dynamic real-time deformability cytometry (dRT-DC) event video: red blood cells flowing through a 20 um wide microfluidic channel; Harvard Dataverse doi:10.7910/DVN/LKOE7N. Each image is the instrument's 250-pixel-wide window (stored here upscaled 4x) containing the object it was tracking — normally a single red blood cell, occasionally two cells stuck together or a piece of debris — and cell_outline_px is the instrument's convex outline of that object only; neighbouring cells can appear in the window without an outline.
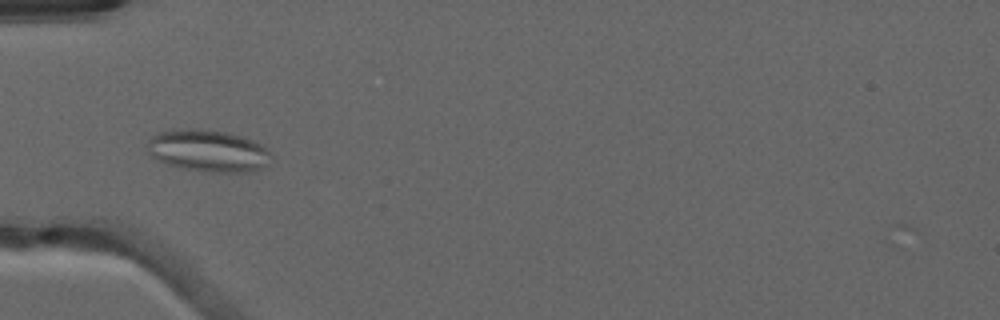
{"species": "common noctule bat (a hibernating species)", "species_latin": "Nyctalus noctula", "temperature_condition": "warm", "stored_images_in_passage": 37, "camera_frame_rate_fps": 3000, "um_per_image_px": 0.085, "animal": {"sex": "male", "forearm_length_mm": 52.5}, "frame": {"image": 1, "passage_image": 3, "time_ms": 0.667, "image_size_px": [1000, 320], "cell_outline_px": [[272, 156], [268, 164], [260, 168], [248, 172], [212, 172], [184, 168], [168, 164], [152, 156], [148, 152], [148, 140], [152, 136], [160, 132], [172, 128], [196, 128], [224, 132], [240, 136], [252, 140], [260, 144]], "centroid_in_image_um": [17.67, 12.8], "position_along_channel_um": 67.3, "area_um2": 30.06}}
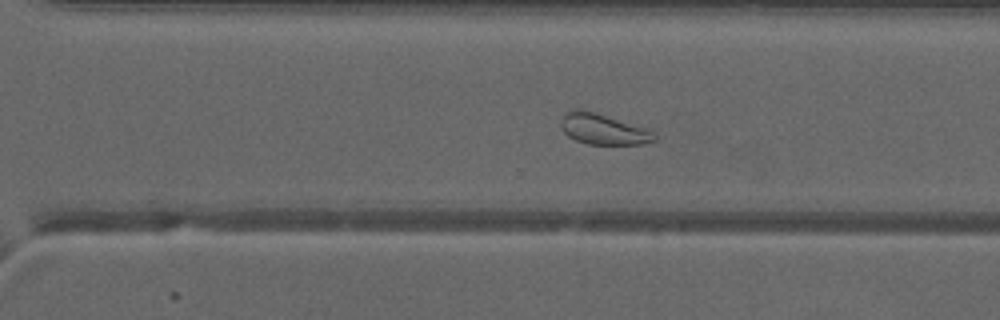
{"frame": {"image": 2, "passage_image": 22, "time_ms": 7.0, "image_size_px": [1000, 320], "cell_outline_px": [[656, 140], [640, 144], [588, 144], [576, 140], [568, 136], [564, 132], [560, 124], [560, 120], [564, 112], [568, 108], [584, 108], [644, 128], [652, 132], [656, 136]], "centroid_in_image_um": [51.17, 10.94], "position_along_channel_um": 319.4, "area_um2": 16.82}}
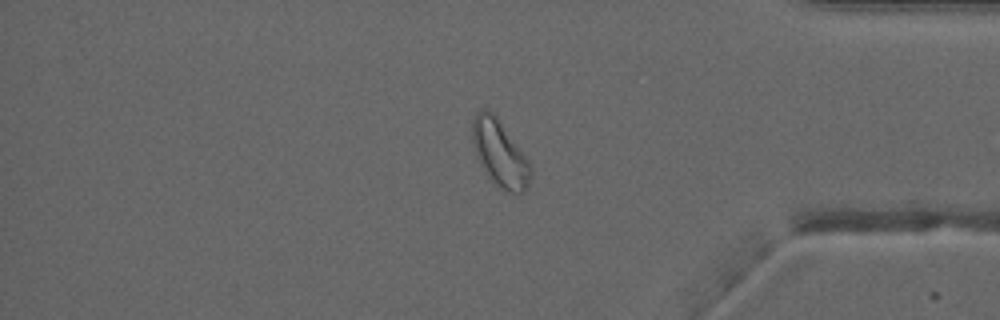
{"frame": {"image": 3, "passage_image": 29, "time_ms": 9.333, "image_size_px": [1000, 320], "cell_outline_px": [[532, 172], [528, 184], [524, 192], [508, 192], [496, 184], [492, 180], [476, 156], [472, 144], [472, 120], [476, 112], [480, 108], [488, 108], [496, 116], [532, 164]], "centroid_in_image_um": [42.48, 12.99], "position_along_channel_um": 392.7, "area_um2": 22.43}, "authors_computed_cell_mechanics": {"area_um2": 20.2878, "velocity_mm_per_s": 4.0097, "shape_relaxation_time_tau1_ms": null, "shape_relaxation_time_tau2_ms": 2.2757, "deformation_change_tau1": null, "deformation_change_tau2": 0.0918}}